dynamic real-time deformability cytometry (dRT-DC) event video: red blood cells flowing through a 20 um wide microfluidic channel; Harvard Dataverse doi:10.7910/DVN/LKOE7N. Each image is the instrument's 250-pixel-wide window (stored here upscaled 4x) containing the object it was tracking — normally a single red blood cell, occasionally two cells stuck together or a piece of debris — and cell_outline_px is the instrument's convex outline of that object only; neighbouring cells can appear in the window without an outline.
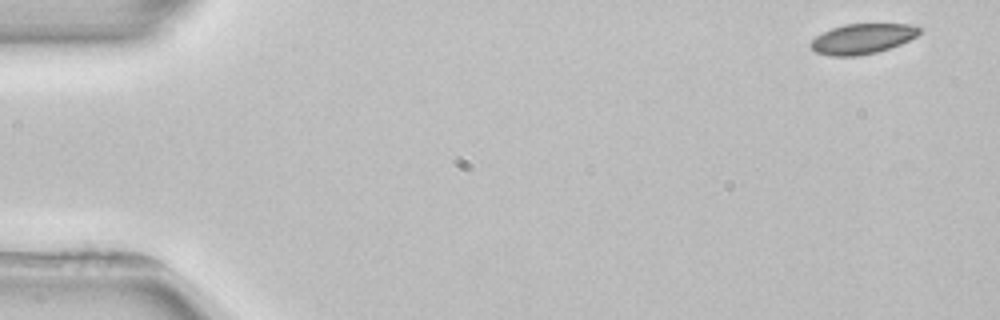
{"species": "common noctule bat (a hibernating species)", "species_latin": "Nyctalus noctula", "temperature_condition": "room temperature", "stored_images_in_passage": 4, "camera_frame_rate_fps": 3000, "um_per_image_px": 0.085, "animal": {"sex": "female", "body_mass_g": 22.7, "forearm_length_mm": 54.2}, "frame": {"image": 1, "passage_image": 1, "time_ms": 0.0, "image_size_px": [1000, 320], "cell_outline_px": [[924, 28], [916, 36], [900, 44], [876, 52], [856, 56], [832, 56], [816, 52], [808, 44], [816, 36], [832, 28], [844, 24], [908, 24]], "centroid_in_image_um": [73.3, 3.29], "position_along_channel_um": 11.7, "area_um2": 18.96}}
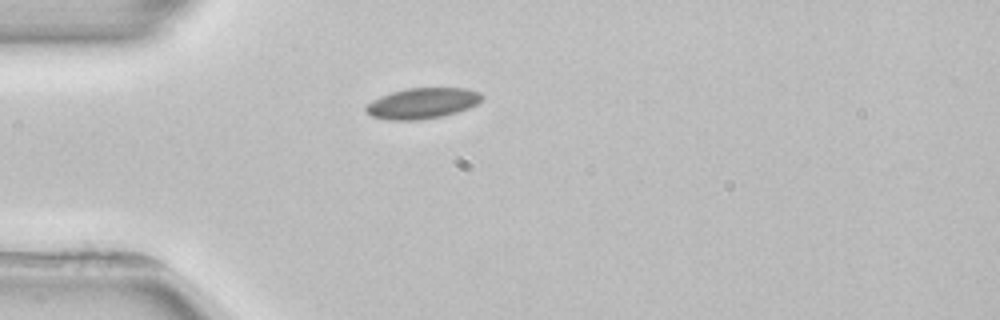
{"frame": {"image": 2, "passage_image": 4, "time_ms": 4.0, "image_size_px": [1000, 320], "cell_outline_px": [[484, 96], [476, 104], [468, 108], [456, 112], [440, 116], [416, 120], [388, 120], [372, 116], [364, 112], [364, 108], [372, 100], [380, 96], [392, 92], [408, 88], [464, 88], [480, 92]], "centroid_in_image_um": [35.86, 8.77], "position_along_channel_um": 49.1, "area_um2": 20.63}}